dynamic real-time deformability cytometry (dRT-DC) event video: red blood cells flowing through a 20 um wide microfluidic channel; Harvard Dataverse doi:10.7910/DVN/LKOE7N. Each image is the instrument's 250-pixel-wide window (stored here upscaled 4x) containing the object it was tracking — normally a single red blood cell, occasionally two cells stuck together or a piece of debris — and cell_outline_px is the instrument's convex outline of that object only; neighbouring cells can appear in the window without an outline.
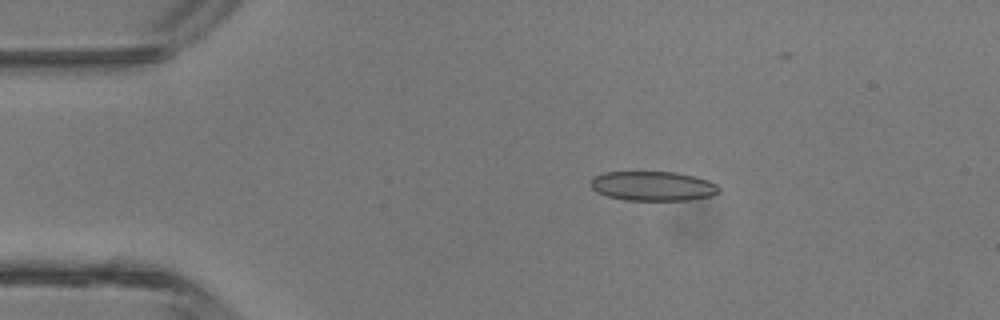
{"species": "common noctule bat (a hibernating species)", "species_latin": "Nyctalus noctula", "temperature_condition": "room temperature", "stored_images_in_passage": 4, "camera_frame_rate_fps": 3000, "um_per_image_px": 0.085, "animal": {"sex": "male", "body_mass_g": 13.3}, "frame": {"image": 1, "passage_image": 3, "time_ms": 2.333, "image_size_px": [1000, 320], "cell_outline_px": [[720, 192], [712, 196], [688, 200], [624, 200], [608, 196], [596, 192], [592, 188], [592, 176], [604, 172], [676, 172], [696, 176], [708, 180], [716, 184], [720, 188]], "centroid_in_image_um": [55.52, 15.81], "position_along_channel_um": 29.5, "area_um2": 22.2}}